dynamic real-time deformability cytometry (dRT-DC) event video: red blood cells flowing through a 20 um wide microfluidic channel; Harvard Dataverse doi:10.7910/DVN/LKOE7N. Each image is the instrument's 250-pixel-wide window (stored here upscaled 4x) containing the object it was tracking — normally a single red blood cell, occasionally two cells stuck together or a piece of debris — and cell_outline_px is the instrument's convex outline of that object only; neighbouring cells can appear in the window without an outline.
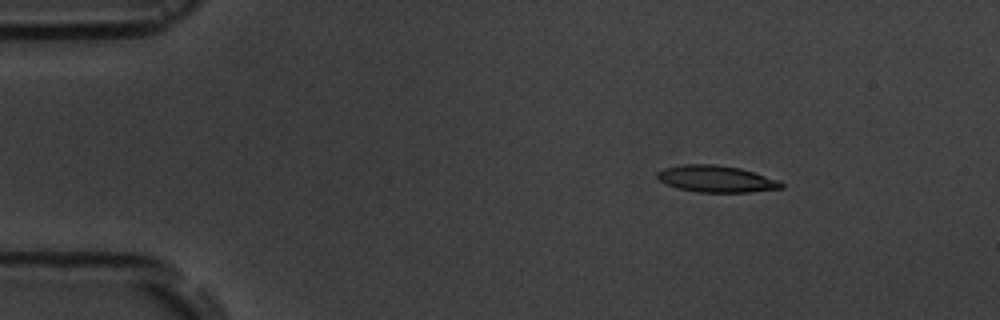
{"species": "common noctule bat (a hibernating species)", "species_latin": "Nyctalus noctula", "temperature_condition": "room temperature", "stored_images_in_passage": 5, "camera_frame_rate_fps": 3000, "um_per_image_px": 0.085, "animal": {"sex": "male", "body_mass_g": 19.5, "forearm_length_mm": 54.6}, "frame": {"image": 1, "passage_image": 3, "time_ms": 2.333, "image_size_px": [1000, 320], "cell_outline_px": [[784, 188], [748, 192], [696, 192], [680, 188], [668, 184], [660, 180], [656, 176], [656, 172], [664, 168], [684, 164], [712, 164], [740, 168], [780, 180], [784, 184]], "centroid_in_image_um": [60.91, 15.2], "position_along_channel_um": 24.1, "area_um2": 19.19}}